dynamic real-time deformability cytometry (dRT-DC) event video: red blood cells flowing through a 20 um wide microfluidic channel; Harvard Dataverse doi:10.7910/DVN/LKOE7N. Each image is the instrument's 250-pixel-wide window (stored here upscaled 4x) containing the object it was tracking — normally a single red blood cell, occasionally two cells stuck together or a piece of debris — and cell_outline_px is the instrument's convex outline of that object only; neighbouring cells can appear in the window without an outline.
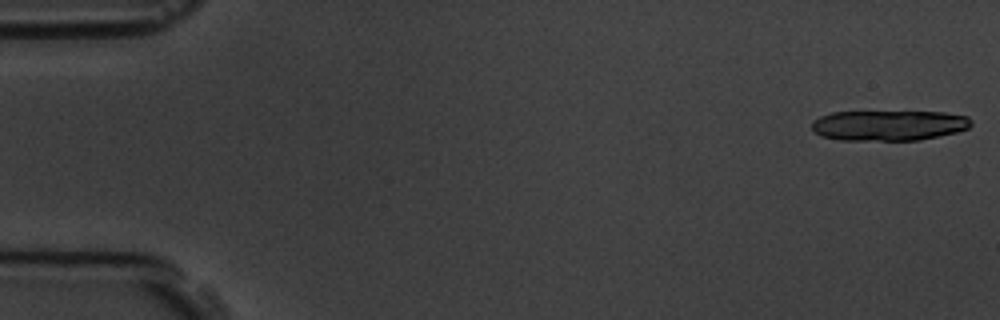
{"species": "common noctule bat (a hibernating species)", "species_latin": "Nyctalus noctula", "temperature_condition": "room temperature", "stored_images_in_passage": 9, "camera_frame_rate_fps": 3000, "um_per_image_px": 0.085, "animal": {"sex": "male", "body_mass_g": 19.5, "forearm_length_mm": 54.6}, "frame": {"image": 1, "passage_image": 1, "time_ms": 0.0, "image_size_px": [1000, 320], "cell_outline_px": [[972, 124], [968, 128], [956, 132], [920, 140], [840, 140], [820, 136], [812, 128], [812, 120], [820, 116], [832, 112], [944, 112], [968, 116], [972, 120]], "centroid_in_image_um": [75.55, 10.66], "position_along_channel_um": 9.5, "area_um2": 28.26}}
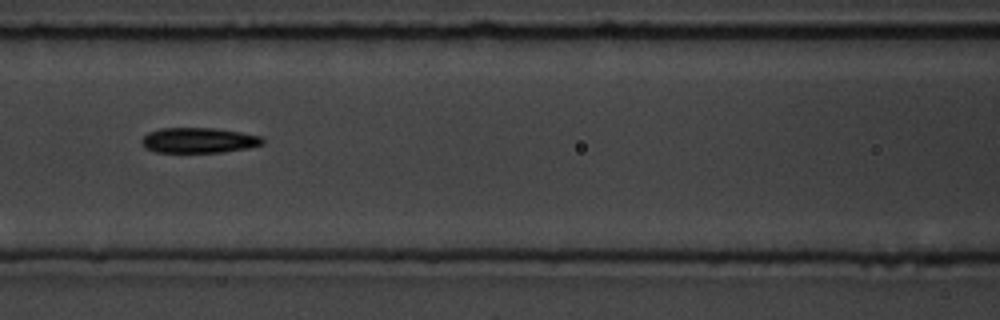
{"frame": {"image": 2, "passage_image": 7, "time_ms": 7.667, "image_size_px": [1000, 320], "cell_outline_px": [[264, 144], [248, 148], [220, 152], [156, 152], [144, 148], [140, 140], [148, 132], [160, 128], [216, 128], [264, 136]], "centroid_in_image_um": [16.9, 11.92], "position_along_channel_um": 149.7, "area_um2": 17.98}}
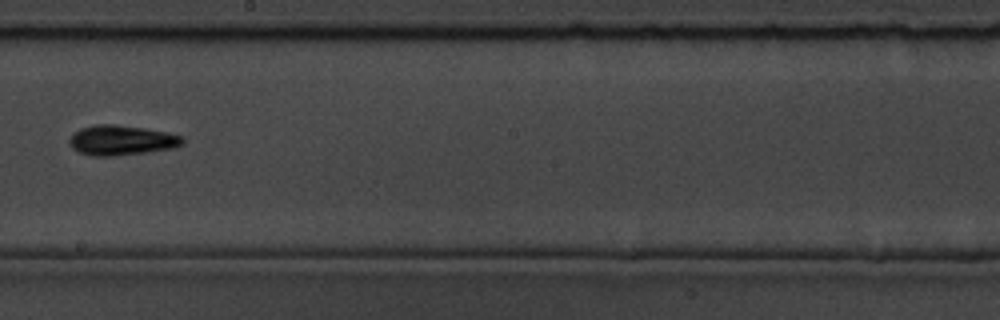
{"frame": {"image": 3, "passage_image": 9, "time_ms": 10.0, "image_size_px": [1000, 320], "cell_outline_px": [[184, 144], [176, 148], [116, 156], [92, 156], [80, 152], [72, 148], [68, 140], [80, 128], [96, 124], [112, 124], [144, 128], [168, 132], [184, 136]], "centroid_in_image_um": [10.38, 11.92], "position_along_channel_um": 237.8, "area_um2": 19.88}}